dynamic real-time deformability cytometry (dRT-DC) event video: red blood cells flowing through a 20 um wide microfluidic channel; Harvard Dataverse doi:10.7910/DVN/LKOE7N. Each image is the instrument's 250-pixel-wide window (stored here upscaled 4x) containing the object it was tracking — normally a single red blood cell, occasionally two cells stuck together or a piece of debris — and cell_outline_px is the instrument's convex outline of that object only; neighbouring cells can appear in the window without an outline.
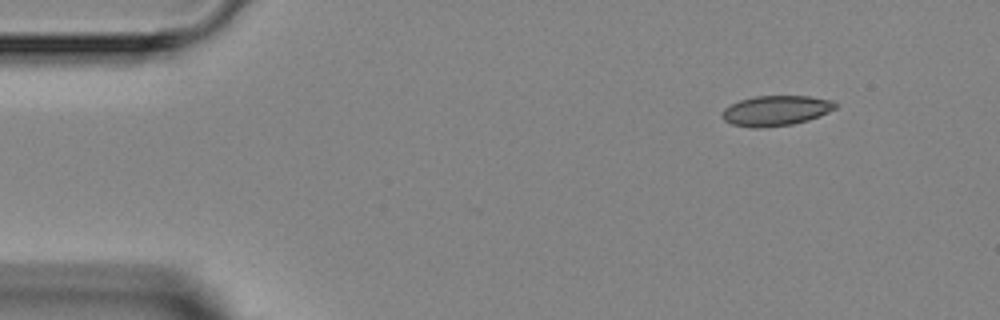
{"species": "Egyptian fruit bat (a non-hibernating species)", "species_latin": "Rousettus aegyptiacus", "temperature_condition": "room temperature", "stored_images_in_passage": 4, "camera_frame_rate_fps": 3000, "um_per_image_px": 0.085, "animal": {"sex": "female"}, "frame": {"image": 1, "passage_image": 1, "time_ms": 0.0, "image_size_px": [1000, 320], "cell_outline_px": [[836, 108], [820, 116], [808, 120], [792, 124], [760, 128], [752, 128], [732, 124], [724, 120], [724, 108], [740, 100], [756, 96], [808, 96], [832, 100], [836, 104]], "centroid_in_image_um": [65.97, 9.4], "position_along_channel_um": 19.0, "area_um2": 19.71}}
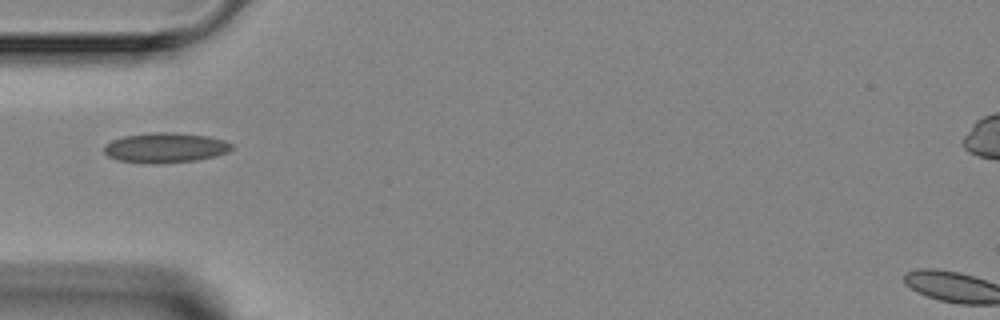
{"frame": {"image": 2, "passage_image": 3, "time_ms": 3.333, "image_size_px": [1000, 320], "cell_outline_px": [[232, 148], [228, 152], [216, 156], [196, 160], [164, 164], [144, 164], [120, 160], [108, 156], [104, 152], [104, 144], [112, 140], [124, 136], [152, 132], [172, 132], [208, 136], [224, 140], [232, 144]], "centroid_in_image_um": [14.05, 12.56], "position_along_channel_um": 71.0, "area_um2": 22.54}}
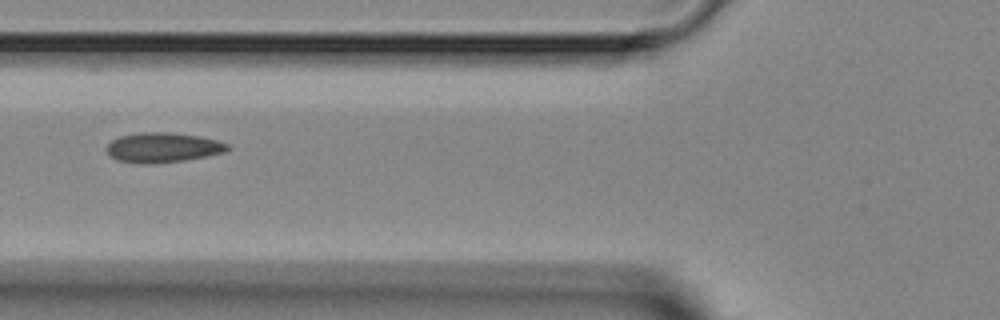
{"frame": {"image": 3, "passage_image": 4, "time_ms": 4.333, "image_size_px": [1000, 320], "cell_outline_px": [[232, 148], [224, 152], [184, 160], [148, 164], [144, 164], [116, 160], [108, 152], [108, 144], [112, 140], [120, 136], [140, 132], [168, 132], [200, 136], [216, 140], [228, 144]], "centroid_in_image_um": [13.85, 12.53], "position_along_channel_um": 111.9, "area_um2": 20.81}}